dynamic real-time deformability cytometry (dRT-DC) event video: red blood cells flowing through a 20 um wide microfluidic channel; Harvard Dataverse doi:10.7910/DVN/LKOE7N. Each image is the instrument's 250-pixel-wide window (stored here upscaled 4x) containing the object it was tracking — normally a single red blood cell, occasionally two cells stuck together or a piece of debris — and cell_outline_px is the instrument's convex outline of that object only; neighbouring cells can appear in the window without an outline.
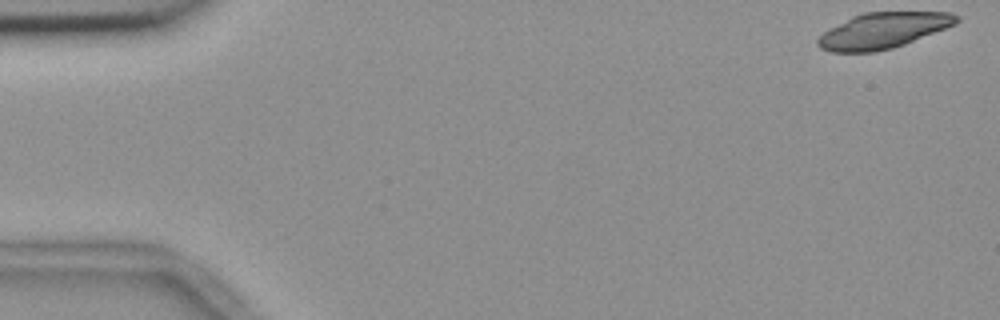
{"species": "common noctule bat (a hibernating species)", "species_latin": "Nyctalus noctula", "temperature_condition": "room temperature", "stored_images_in_passage": 22, "camera_frame_rate_fps": 3000, "um_per_image_px": 0.085, "animal": {"sex": "female", "body_mass_g": 18.4}, "frame": {"image": 1, "passage_image": 1, "time_ms": 0.0, "image_size_px": [1000, 320], "cell_outline_px": [[960, 20], [956, 24], [904, 44], [892, 48], [876, 52], [832, 52], [820, 48], [816, 44], [816, 40], [824, 32], [852, 16], [864, 12], [952, 12], [960, 16]], "centroid_in_image_um": [75.07, 2.59], "position_along_channel_um": 9.9, "area_um2": 28.78}}